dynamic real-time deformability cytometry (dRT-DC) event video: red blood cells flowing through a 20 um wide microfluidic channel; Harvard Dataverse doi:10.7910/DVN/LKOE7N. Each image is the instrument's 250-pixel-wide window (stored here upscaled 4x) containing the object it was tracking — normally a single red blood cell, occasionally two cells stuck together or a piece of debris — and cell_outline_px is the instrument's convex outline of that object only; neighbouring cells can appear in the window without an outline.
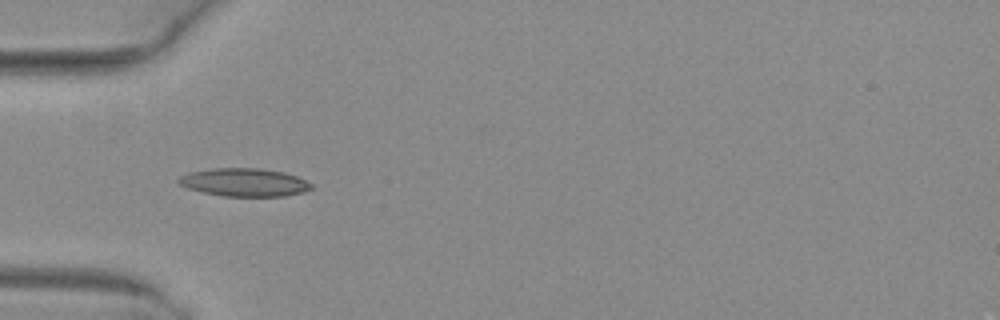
{"species": "common noctule bat (a hibernating species)", "species_latin": "Nyctalus noctula", "temperature_condition": "warm", "stored_images_in_passage": 5, "camera_frame_rate_fps": 3000, "um_per_image_px": 0.085, "animal": {"sex": "female", "body_mass_g": 29.2, "forearm_length_mm": 56.3}, "frame": {"image": 1, "passage_image": 2, "time_ms": 0.333, "image_size_px": [1000, 320], "cell_outline_px": [[312, 188], [304, 192], [284, 196], [220, 196], [188, 188], [180, 184], [176, 180], [180, 176], [188, 172], [212, 168], [260, 168], [284, 172], [296, 176], [312, 184]], "centroid_in_image_um": [20.75, 15.49], "position_along_channel_um": 64.2, "area_um2": 21.73}}
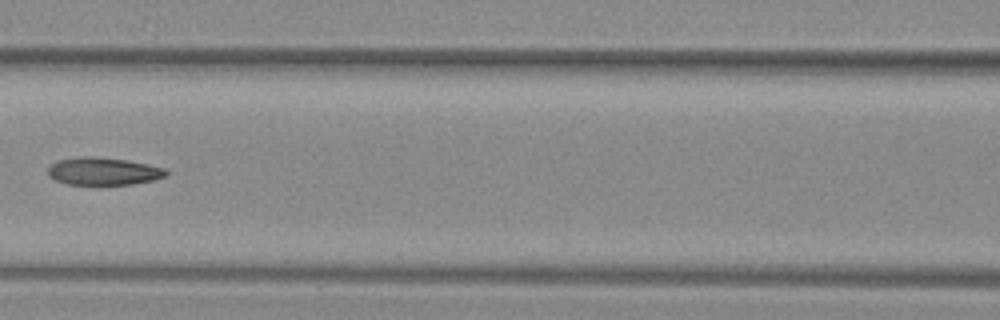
{"frame": {"image": 2, "passage_image": 4, "time_ms": 1.0, "image_size_px": [1000, 320], "cell_outline_px": [[168, 176], [156, 180], [132, 184], [100, 188], [96, 188], [64, 184], [48, 176], [48, 168], [56, 160], [80, 156], [92, 156], [128, 160], [148, 164], [164, 168], [168, 172]], "centroid_in_image_um": [8.77, 14.61], "position_along_channel_um": 157.8, "area_um2": 20.23}}
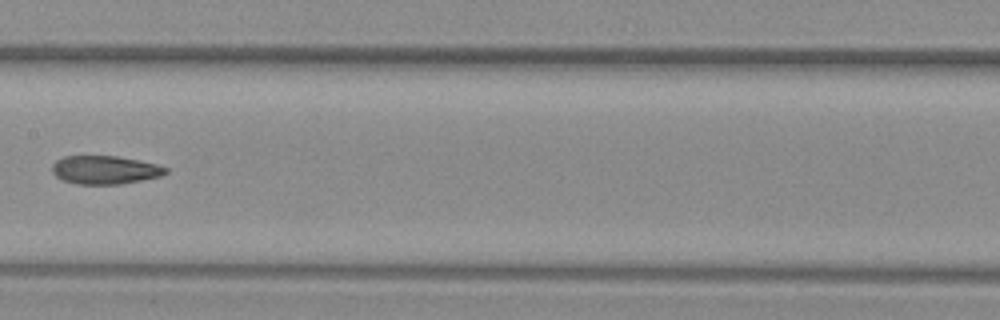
{"frame": {"image": 3, "passage_image": 5, "time_ms": 1.333, "image_size_px": [1000, 320], "cell_outline_px": [[168, 172], [160, 176], [120, 184], [76, 184], [64, 180], [56, 176], [52, 172], [52, 164], [56, 160], [64, 156], [116, 156], [156, 164], [168, 168]], "centroid_in_image_um": [8.89, 14.44], "position_along_channel_um": 198.5, "area_um2": 18.61}}